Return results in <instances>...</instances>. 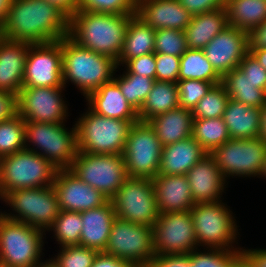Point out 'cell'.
Masks as SVG:
<instances>
[{
	"mask_svg": "<svg viewBox=\"0 0 266 267\" xmlns=\"http://www.w3.org/2000/svg\"><path fill=\"white\" fill-rule=\"evenodd\" d=\"M69 22L61 9L45 0H13L0 33L5 39L48 43L69 36Z\"/></svg>",
	"mask_w": 266,
	"mask_h": 267,
	"instance_id": "1",
	"label": "cell"
},
{
	"mask_svg": "<svg viewBox=\"0 0 266 267\" xmlns=\"http://www.w3.org/2000/svg\"><path fill=\"white\" fill-rule=\"evenodd\" d=\"M133 15L76 10L70 17L69 37L80 47L118 61Z\"/></svg>",
	"mask_w": 266,
	"mask_h": 267,
	"instance_id": "2",
	"label": "cell"
},
{
	"mask_svg": "<svg viewBox=\"0 0 266 267\" xmlns=\"http://www.w3.org/2000/svg\"><path fill=\"white\" fill-rule=\"evenodd\" d=\"M61 49L64 87L71 82L85 98L113 80L120 68L113 58L80 47L69 36L61 39Z\"/></svg>",
	"mask_w": 266,
	"mask_h": 267,
	"instance_id": "3",
	"label": "cell"
},
{
	"mask_svg": "<svg viewBox=\"0 0 266 267\" xmlns=\"http://www.w3.org/2000/svg\"><path fill=\"white\" fill-rule=\"evenodd\" d=\"M87 108L75 121L78 152L122 154L131 126L140 120L108 118Z\"/></svg>",
	"mask_w": 266,
	"mask_h": 267,
	"instance_id": "4",
	"label": "cell"
},
{
	"mask_svg": "<svg viewBox=\"0 0 266 267\" xmlns=\"http://www.w3.org/2000/svg\"><path fill=\"white\" fill-rule=\"evenodd\" d=\"M57 170L42 155L27 149L0 158V199L10 191L52 186Z\"/></svg>",
	"mask_w": 266,
	"mask_h": 267,
	"instance_id": "5",
	"label": "cell"
},
{
	"mask_svg": "<svg viewBox=\"0 0 266 267\" xmlns=\"http://www.w3.org/2000/svg\"><path fill=\"white\" fill-rule=\"evenodd\" d=\"M198 248L241 250L238 244L239 225L233 212L222 202L197 203L190 210ZM236 242V243H235ZM234 244V245H233ZM235 247V248H234Z\"/></svg>",
	"mask_w": 266,
	"mask_h": 267,
	"instance_id": "6",
	"label": "cell"
},
{
	"mask_svg": "<svg viewBox=\"0 0 266 267\" xmlns=\"http://www.w3.org/2000/svg\"><path fill=\"white\" fill-rule=\"evenodd\" d=\"M25 149L42 155L58 170L70 169L78 152L75 123L69 130L65 123L25 121Z\"/></svg>",
	"mask_w": 266,
	"mask_h": 267,
	"instance_id": "7",
	"label": "cell"
},
{
	"mask_svg": "<svg viewBox=\"0 0 266 267\" xmlns=\"http://www.w3.org/2000/svg\"><path fill=\"white\" fill-rule=\"evenodd\" d=\"M42 230L0 214V263L10 267H35L43 257Z\"/></svg>",
	"mask_w": 266,
	"mask_h": 267,
	"instance_id": "8",
	"label": "cell"
},
{
	"mask_svg": "<svg viewBox=\"0 0 266 267\" xmlns=\"http://www.w3.org/2000/svg\"><path fill=\"white\" fill-rule=\"evenodd\" d=\"M1 200L15 213L1 211L4 216L43 232L51 227L60 212L53 186L10 191Z\"/></svg>",
	"mask_w": 266,
	"mask_h": 267,
	"instance_id": "9",
	"label": "cell"
},
{
	"mask_svg": "<svg viewBox=\"0 0 266 267\" xmlns=\"http://www.w3.org/2000/svg\"><path fill=\"white\" fill-rule=\"evenodd\" d=\"M163 146L148 122L134 123L122 153L130 178H154L159 171Z\"/></svg>",
	"mask_w": 266,
	"mask_h": 267,
	"instance_id": "10",
	"label": "cell"
},
{
	"mask_svg": "<svg viewBox=\"0 0 266 267\" xmlns=\"http://www.w3.org/2000/svg\"><path fill=\"white\" fill-rule=\"evenodd\" d=\"M70 170L109 200L128 178L122 154L77 152Z\"/></svg>",
	"mask_w": 266,
	"mask_h": 267,
	"instance_id": "11",
	"label": "cell"
},
{
	"mask_svg": "<svg viewBox=\"0 0 266 267\" xmlns=\"http://www.w3.org/2000/svg\"><path fill=\"white\" fill-rule=\"evenodd\" d=\"M110 201L117 218L135 224L153 227L160 214L152 179L128 177Z\"/></svg>",
	"mask_w": 266,
	"mask_h": 267,
	"instance_id": "12",
	"label": "cell"
},
{
	"mask_svg": "<svg viewBox=\"0 0 266 267\" xmlns=\"http://www.w3.org/2000/svg\"><path fill=\"white\" fill-rule=\"evenodd\" d=\"M104 253L130 261L136 267H148L156 256L152 227L116 217Z\"/></svg>",
	"mask_w": 266,
	"mask_h": 267,
	"instance_id": "13",
	"label": "cell"
},
{
	"mask_svg": "<svg viewBox=\"0 0 266 267\" xmlns=\"http://www.w3.org/2000/svg\"><path fill=\"white\" fill-rule=\"evenodd\" d=\"M224 179L259 177L266 157V142L253 139H229L211 153Z\"/></svg>",
	"mask_w": 266,
	"mask_h": 267,
	"instance_id": "14",
	"label": "cell"
},
{
	"mask_svg": "<svg viewBox=\"0 0 266 267\" xmlns=\"http://www.w3.org/2000/svg\"><path fill=\"white\" fill-rule=\"evenodd\" d=\"M152 229L155 255L189 254L198 248L190 210L160 213Z\"/></svg>",
	"mask_w": 266,
	"mask_h": 267,
	"instance_id": "15",
	"label": "cell"
},
{
	"mask_svg": "<svg viewBox=\"0 0 266 267\" xmlns=\"http://www.w3.org/2000/svg\"><path fill=\"white\" fill-rule=\"evenodd\" d=\"M63 90L64 86L22 87L17 94V113L24 121L66 123L69 113Z\"/></svg>",
	"mask_w": 266,
	"mask_h": 267,
	"instance_id": "16",
	"label": "cell"
},
{
	"mask_svg": "<svg viewBox=\"0 0 266 267\" xmlns=\"http://www.w3.org/2000/svg\"><path fill=\"white\" fill-rule=\"evenodd\" d=\"M61 40L29 45L23 87H62Z\"/></svg>",
	"mask_w": 266,
	"mask_h": 267,
	"instance_id": "17",
	"label": "cell"
},
{
	"mask_svg": "<svg viewBox=\"0 0 266 267\" xmlns=\"http://www.w3.org/2000/svg\"><path fill=\"white\" fill-rule=\"evenodd\" d=\"M52 186L60 210L83 212L109 201L101 191L81 180L70 169L57 170Z\"/></svg>",
	"mask_w": 266,
	"mask_h": 267,
	"instance_id": "18",
	"label": "cell"
},
{
	"mask_svg": "<svg viewBox=\"0 0 266 267\" xmlns=\"http://www.w3.org/2000/svg\"><path fill=\"white\" fill-rule=\"evenodd\" d=\"M202 50L215 71L223 77L237 68L249 52L248 33L228 25Z\"/></svg>",
	"mask_w": 266,
	"mask_h": 267,
	"instance_id": "19",
	"label": "cell"
},
{
	"mask_svg": "<svg viewBox=\"0 0 266 267\" xmlns=\"http://www.w3.org/2000/svg\"><path fill=\"white\" fill-rule=\"evenodd\" d=\"M192 198L197 203H212L222 200L228 182L224 179L215 157L205 154L186 174Z\"/></svg>",
	"mask_w": 266,
	"mask_h": 267,
	"instance_id": "20",
	"label": "cell"
},
{
	"mask_svg": "<svg viewBox=\"0 0 266 267\" xmlns=\"http://www.w3.org/2000/svg\"><path fill=\"white\" fill-rule=\"evenodd\" d=\"M137 15L155 30L184 31L192 19L178 0H137Z\"/></svg>",
	"mask_w": 266,
	"mask_h": 267,
	"instance_id": "21",
	"label": "cell"
},
{
	"mask_svg": "<svg viewBox=\"0 0 266 267\" xmlns=\"http://www.w3.org/2000/svg\"><path fill=\"white\" fill-rule=\"evenodd\" d=\"M31 43L0 38V90L18 94L23 87Z\"/></svg>",
	"mask_w": 266,
	"mask_h": 267,
	"instance_id": "22",
	"label": "cell"
},
{
	"mask_svg": "<svg viewBox=\"0 0 266 267\" xmlns=\"http://www.w3.org/2000/svg\"><path fill=\"white\" fill-rule=\"evenodd\" d=\"M159 213L189 211L194 206L186 175L157 174L152 178Z\"/></svg>",
	"mask_w": 266,
	"mask_h": 267,
	"instance_id": "23",
	"label": "cell"
},
{
	"mask_svg": "<svg viewBox=\"0 0 266 267\" xmlns=\"http://www.w3.org/2000/svg\"><path fill=\"white\" fill-rule=\"evenodd\" d=\"M80 213L83 227L81 229L79 245L98 252H104L113 221L116 218L112 202L109 200L103 206Z\"/></svg>",
	"mask_w": 266,
	"mask_h": 267,
	"instance_id": "24",
	"label": "cell"
},
{
	"mask_svg": "<svg viewBox=\"0 0 266 267\" xmlns=\"http://www.w3.org/2000/svg\"><path fill=\"white\" fill-rule=\"evenodd\" d=\"M85 99L87 106L99 115L119 120H139L138 111L127 102L114 79L91 92Z\"/></svg>",
	"mask_w": 266,
	"mask_h": 267,
	"instance_id": "25",
	"label": "cell"
},
{
	"mask_svg": "<svg viewBox=\"0 0 266 267\" xmlns=\"http://www.w3.org/2000/svg\"><path fill=\"white\" fill-rule=\"evenodd\" d=\"M207 152L191 136L163 146L158 174L186 175Z\"/></svg>",
	"mask_w": 266,
	"mask_h": 267,
	"instance_id": "26",
	"label": "cell"
},
{
	"mask_svg": "<svg viewBox=\"0 0 266 267\" xmlns=\"http://www.w3.org/2000/svg\"><path fill=\"white\" fill-rule=\"evenodd\" d=\"M162 146L173 144L192 136L193 113L177 107L148 121Z\"/></svg>",
	"mask_w": 266,
	"mask_h": 267,
	"instance_id": "27",
	"label": "cell"
},
{
	"mask_svg": "<svg viewBox=\"0 0 266 267\" xmlns=\"http://www.w3.org/2000/svg\"><path fill=\"white\" fill-rule=\"evenodd\" d=\"M261 108L229 99L223 114L231 139L259 137Z\"/></svg>",
	"mask_w": 266,
	"mask_h": 267,
	"instance_id": "28",
	"label": "cell"
},
{
	"mask_svg": "<svg viewBox=\"0 0 266 267\" xmlns=\"http://www.w3.org/2000/svg\"><path fill=\"white\" fill-rule=\"evenodd\" d=\"M228 26L226 8L193 15L184 30L188 49H203L211 40Z\"/></svg>",
	"mask_w": 266,
	"mask_h": 267,
	"instance_id": "29",
	"label": "cell"
},
{
	"mask_svg": "<svg viewBox=\"0 0 266 267\" xmlns=\"http://www.w3.org/2000/svg\"><path fill=\"white\" fill-rule=\"evenodd\" d=\"M155 33V29L134 14L128 23L124 46L117 61L118 67H123L127 61L133 58L155 53Z\"/></svg>",
	"mask_w": 266,
	"mask_h": 267,
	"instance_id": "30",
	"label": "cell"
},
{
	"mask_svg": "<svg viewBox=\"0 0 266 267\" xmlns=\"http://www.w3.org/2000/svg\"><path fill=\"white\" fill-rule=\"evenodd\" d=\"M179 107L177 83L155 81L148 97L138 111L139 120L150 119Z\"/></svg>",
	"mask_w": 266,
	"mask_h": 267,
	"instance_id": "31",
	"label": "cell"
},
{
	"mask_svg": "<svg viewBox=\"0 0 266 267\" xmlns=\"http://www.w3.org/2000/svg\"><path fill=\"white\" fill-rule=\"evenodd\" d=\"M228 25L249 33L266 20V0H226Z\"/></svg>",
	"mask_w": 266,
	"mask_h": 267,
	"instance_id": "32",
	"label": "cell"
},
{
	"mask_svg": "<svg viewBox=\"0 0 266 267\" xmlns=\"http://www.w3.org/2000/svg\"><path fill=\"white\" fill-rule=\"evenodd\" d=\"M229 98L248 106L262 108L266 104V92L256 87L243 71L237 67L222 77Z\"/></svg>",
	"mask_w": 266,
	"mask_h": 267,
	"instance_id": "33",
	"label": "cell"
},
{
	"mask_svg": "<svg viewBox=\"0 0 266 267\" xmlns=\"http://www.w3.org/2000/svg\"><path fill=\"white\" fill-rule=\"evenodd\" d=\"M181 80L222 83V77L212 67L202 49H188L180 57L178 81Z\"/></svg>",
	"mask_w": 266,
	"mask_h": 267,
	"instance_id": "34",
	"label": "cell"
},
{
	"mask_svg": "<svg viewBox=\"0 0 266 267\" xmlns=\"http://www.w3.org/2000/svg\"><path fill=\"white\" fill-rule=\"evenodd\" d=\"M192 137L207 153L231 139L223 117L193 119Z\"/></svg>",
	"mask_w": 266,
	"mask_h": 267,
	"instance_id": "35",
	"label": "cell"
},
{
	"mask_svg": "<svg viewBox=\"0 0 266 267\" xmlns=\"http://www.w3.org/2000/svg\"><path fill=\"white\" fill-rule=\"evenodd\" d=\"M80 212L60 210L47 232H53V236L61 247L80 244L82 229Z\"/></svg>",
	"mask_w": 266,
	"mask_h": 267,
	"instance_id": "36",
	"label": "cell"
},
{
	"mask_svg": "<svg viewBox=\"0 0 266 267\" xmlns=\"http://www.w3.org/2000/svg\"><path fill=\"white\" fill-rule=\"evenodd\" d=\"M195 249L190 252L192 267H242L241 250H225L217 248Z\"/></svg>",
	"mask_w": 266,
	"mask_h": 267,
	"instance_id": "37",
	"label": "cell"
},
{
	"mask_svg": "<svg viewBox=\"0 0 266 267\" xmlns=\"http://www.w3.org/2000/svg\"><path fill=\"white\" fill-rule=\"evenodd\" d=\"M118 76V77H117ZM123 96L127 102L131 104L137 111L140 110L143 102L148 97L155 79L139 76L137 74L122 73V75H114Z\"/></svg>",
	"mask_w": 266,
	"mask_h": 267,
	"instance_id": "38",
	"label": "cell"
},
{
	"mask_svg": "<svg viewBox=\"0 0 266 267\" xmlns=\"http://www.w3.org/2000/svg\"><path fill=\"white\" fill-rule=\"evenodd\" d=\"M25 149V121L17 113L0 122V158Z\"/></svg>",
	"mask_w": 266,
	"mask_h": 267,
	"instance_id": "39",
	"label": "cell"
},
{
	"mask_svg": "<svg viewBox=\"0 0 266 267\" xmlns=\"http://www.w3.org/2000/svg\"><path fill=\"white\" fill-rule=\"evenodd\" d=\"M229 99L222 83L214 85L192 110L193 119L223 117Z\"/></svg>",
	"mask_w": 266,
	"mask_h": 267,
	"instance_id": "40",
	"label": "cell"
},
{
	"mask_svg": "<svg viewBox=\"0 0 266 267\" xmlns=\"http://www.w3.org/2000/svg\"><path fill=\"white\" fill-rule=\"evenodd\" d=\"M58 251L51 257L58 267H91L99 253L80 245L61 247Z\"/></svg>",
	"mask_w": 266,
	"mask_h": 267,
	"instance_id": "41",
	"label": "cell"
},
{
	"mask_svg": "<svg viewBox=\"0 0 266 267\" xmlns=\"http://www.w3.org/2000/svg\"><path fill=\"white\" fill-rule=\"evenodd\" d=\"M155 53L181 57L187 50L184 31L176 29H159L155 33Z\"/></svg>",
	"mask_w": 266,
	"mask_h": 267,
	"instance_id": "42",
	"label": "cell"
},
{
	"mask_svg": "<svg viewBox=\"0 0 266 267\" xmlns=\"http://www.w3.org/2000/svg\"><path fill=\"white\" fill-rule=\"evenodd\" d=\"M216 84L219 83H211L203 80L178 81L179 106L192 111L197 106L200 99Z\"/></svg>",
	"mask_w": 266,
	"mask_h": 267,
	"instance_id": "43",
	"label": "cell"
},
{
	"mask_svg": "<svg viewBox=\"0 0 266 267\" xmlns=\"http://www.w3.org/2000/svg\"><path fill=\"white\" fill-rule=\"evenodd\" d=\"M77 10L107 14H137V0H79Z\"/></svg>",
	"mask_w": 266,
	"mask_h": 267,
	"instance_id": "44",
	"label": "cell"
},
{
	"mask_svg": "<svg viewBox=\"0 0 266 267\" xmlns=\"http://www.w3.org/2000/svg\"><path fill=\"white\" fill-rule=\"evenodd\" d=\"M156 81L178 82L180 57L155 53Z\"/></svg>",
	"mask_w": 266,
	"mask_h": 267,
	"instance_id": "45",
	"label": "cell"
},
{
	"mask_svg": "<svg viewBox=\"0 0 266 267\" xmlns=\"http://www.w3.org/2000/svg\"><path fill=\"white\" fill-rule=\"evenodd\" d=\"M123 67L125 73L137 74L139 76H145L156 80L155 53L133 58L127 61Z\"/></svg>",
	"mask_w": 266,
	"mask_h": 267,
	"instance_id": "46",
	"label": "cell"
},
{
	"mask_svg": "<svg viewBox=\"0 0 266 267\" xmlns=\"http://www.w3.org/2000/svg\"><path fill=\"white\" fill-rule=\"evenodd\" d=\"M238 67L243 71L245 77L256 84V87L266 92V70L250 52L243 57Z\"/></svg>",
	"mask_w": 266,
	"mask_h": 267,
	"instance_id": "47",
	"label": "cell"
},
{
	"mask_svg": "<svg viewBox=\"0 0 266 267\" xmlns=\"http://www.w3.org/2000/svg\"><path fill=\"white\" fill-rule=\"evenodd\" d=\"M192 16L225 7L226 0H178Z\"/></svg>",
	"mask_w": 266,
	"mask_h": 267,
	"instance_id": "48",
	"label": "cell"
},
{
	"mask_svg": "<svg viewBox=\"0 0 266 267\" xmlns=\"http://www.w3.org/2000/svg\"><path fill=\"white\" fill-rule=\"evenodd\" d=\"M148 267H192L189 254L156 255Z\"/></svg>",
	"mask_w": 266,
	"mask_h": 267,
	"instance_id": "49",
	"label": "cell"
},
{
	"mask_svg": "<svg viewBox=\"0 0 266 267\" xmlns=\"http://www.w3.org/2000/svg\"><path fill=\"white\" fill-rule=\"evenodd\" d=\"M17 114V95L0 90V122Z\"/></svg>",
	"mask_w": 266,
	"mask_h": 267,
	"instance_id": "50",
	"label": "cell"
},
{
	"mask_svg": "<svg viewBox=\"0 0 266 267\" xmlns=\"http://www.w3.org/2000/svg\"><path fill=\"white\" fill-rule=\"evenodd\" d=\"M242 267H266V249L241 248Z\"/></svg>",
	"mask_w": 266,
	"mask_h": 267,
	"instance_id": "51",
	"label": "cell"
},
{
	"mask_svg": "<svg viewBox=\"0 0 266 267\" xmlns=\"http://www.w3.org/2000/svg\"><path fill=\"white\" fill-rule=\"evenodd\" d=\"M91 267H136L132 262L99 252Z\"/></svg>",
	"mask_w": 266,
	"mask_h": 267,
	"instance_id": "52",
	"label": "cell"
},
{
	"mask_svg": "<svg viewBox=\"0 0 266 267\" xmlns=\"http://www.w3.org/2000/svg\"><path fill=\"white\" fill-rule=\"evenodd\" d=\"M249 49L266 48V20L248 33Z\"/></svg>",
	"mask_w": 266,
	"mask_h": 267,
	"instance_id": "53",
	"label": "cell"
},
{
	"mask_svg": "<svg viewBox=\"0 0 266 267\" xmlns=\"http://www.w3.org/2000/svg\"><path fill=\"white\" fill-rule=\"evenodd\" d=\"M50 4L57 6L61 9L69 18L78 9L79 0H45Z\"/></svg>",
	"mask_w": 266,
	"mask_h": 267,
	"instance_id": "54",
	"label": "cell"
},
{
	"mask_svg": "<svg viewBox=\"0 0 266 267\" xmlns=\"http://www.w3.org/2000/svg\"><path fill=\"white\" fill-rule=\"evenodd\" d=\"M249 52L260 63V65L266 70V48L249 49Z\"/></svg>",
	"mask_w": 266,
	"mask_h": 267,
	"instance_id": "55",
	"label": "cell"
},
{
	"mask_svg": "<svg viewBox=\"0 0 266 267\" xmlns=\"http://www.w3.org/2000/svg\"><path fill=\"white\" fill-rule=\"evenodd\" d=\"M259 138L266 142V104L261 108Z\"/></svg>",
	"mask_w": 266,
	"mask_h": 267,
	"instance_id": "56",
	"label": "cell"
},
{
	"mask_svg": "<svg viewBox=\"0 0 266 267\" xmlns=\"http://www.w3.org/2000/svg\"><path fill=\"white\" fill-rule=\"evenodd\" d=\"M13 0H0V26L5 21Z\"/></svg>",
	"mask_w": 266,
	"mask_h": 267,
	"instance_id": "57",
	"label": "cell"
},
{
	"mask_svg": "<svg viewBox=\"0 0 266 267\" xmlns=\"http://www.w3.org/2000/svg\"><path fill=\"white\" fill-rule=\"evenodd\" d=\"M35 267H58L54 261L50 259H46L45 261H41L39 264H37Z\"/></svg>",
	"mask_w": 266,
	"mask_h": 267,
	"instance_id": "58",
	"label": "cell"
},
{
	"mask_svg": "<svg viewBox=\"0 0 266 267\" xmlns=\"http://www.w3.org/2000/svg\"><path fill=\"white\" fill-rule=\"evenodd\" d=\"M264 177L266 178V157H265V160H264L262 172L259 175V178H264Z\"/></svg>",
	"mask_w": 266,
	"mask_h": 267,
	"instance_id": "59",
	"label": "cell"
},
{
	"mask_svg": "<svg viewBox=\"0 0 266 267\" xmlns=\"http://www.w3.org/2000/svg\"><path fill=\"white\" fill-rule=\"evenodd\" d=\"M0 267H10V266L0 263Z\"/></svg>",
	"mask_w": 266,
	"mask_h": 267,
	"instance_id": "60",
	"label": "cell"
}]
</instances>
